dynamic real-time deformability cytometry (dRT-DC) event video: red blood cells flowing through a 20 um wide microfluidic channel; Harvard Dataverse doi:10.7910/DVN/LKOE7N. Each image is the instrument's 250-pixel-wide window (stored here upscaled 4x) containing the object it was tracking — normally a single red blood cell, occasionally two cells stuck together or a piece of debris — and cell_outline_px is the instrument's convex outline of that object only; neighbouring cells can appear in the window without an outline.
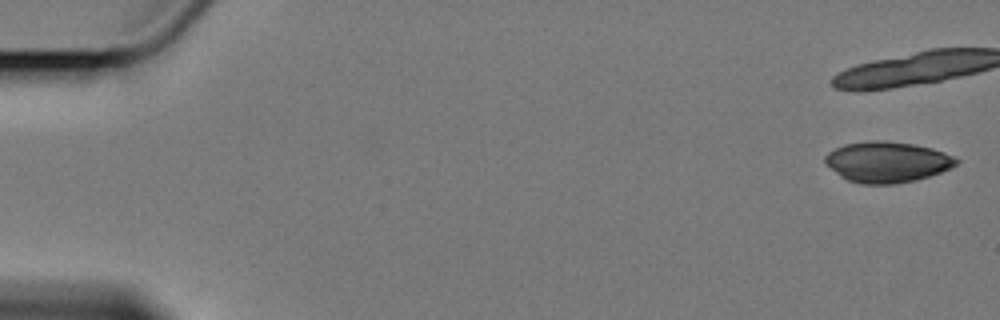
{"species": "Egyptian fruit bat (a non-hibernating species)", "species_latin": "Rousettus aegyptiacus", "temperature_condition": "cold", "stored_images_in_passage": 7, "camera_frame_rate_fps": 3000, "um_per_image_px": 0.085, "animal": {"sex": "female"}, "frame": {"image": 1, "passage_image": 1, "time_ms": 0.0, "image_size_px": [1000, 320], "cell_outline_px": [[960, 160], [952, 168], [916, 180], [892, 184], [864, 184], [848, 180], [840, 176], [824, 160], [824, 156], [828, 152], [844, 144], [872, 140], [884, 140], [912, 144], [932, 148], [944, 152]], "centroid_in_image_um": [75.42, 13.76], "position_along_channel_um": 9.6, "area_um2": 30.98}}